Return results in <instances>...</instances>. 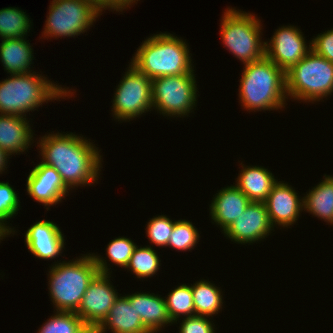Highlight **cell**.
I'll return each instance as SVG.
<instances>
[{
    "mask_svg": "<svg viewBox=\"0 0 333 333\" xmlns=\"http://www.w3.org/2000/svg\"><path fill=\"white\" fill-rule=\"evenodd\" d=\"M161 260L151 246L136 247L126 268L134 273L137 278L154 276L159 270Z\"/></svg>",
    "mask_w": 333,
    "mask_h": 333,
    "instance_id": "27",
    "label": "cell"
},
{
    "mask_svg": "<svg viewBox=\"0 0 333 333\" xmlns=\"http://www.w3.org/2000/svg\"><path fill=\"white\" fill-rule=\"evenodd\" d=\"M150 333L135 310V304L127 296H118L107 317L95 329V333Z\"/></svg>",
    "mask_w": 333,
    "mask_h": 333,
    "instance_id": "18",
    "label": "cell"
},
{
    "mask_svg": "<svg viewBox=\"0 0 333 333\" xmlns=\"http://www.w3.org/2000/svg\"><path fill=\"white\" fill-rule=\"evenodd\" d=\"M69 88H62L35 71L11 74L0 81V115L26 117L45 102L72 96Z\"/></svg>",
    "mask_w": 333,
    "mask_h": 333,
    "instance_id": "4",
    "label": "cell"
},
{
    "mask_svg": "<svg viewBox=\"0 0 333 333\" xmlns=\"http://www.w3.org/2000/svg\"><path fill=\"white\" fill-rule=\"evenodd\" d=\"M250 202L236 185L224 187L215 194L209 206L211 219L224 232L245 211Z\"/></svg>",
    "mask_w": 333,
    "mask_h": 333,
    "instance_id": "17",
    "label": "cell"
},
{
    "mask_svg": "<svg viewBox=\"0 0 333 333\" xmlns=\"http://www.w3.org/2000/svg\"><path fill=\"white\" fill-rule=\"evenodd\" d=\"M64 235L52 221L42 220L34 223L25 233V244L37 258L54 259L64 248Z\"/></svg>",
    "mask_w": 333,
    "mask_h": 333,
    "instance_id": "16",
    "label": "cell"
},
{
    "mask_svg": "<svg viewBox=\"0 0 333 333\" xmlns=\"http://www.w3.org/2000/svg\"><path fill=\"white\" fill-rule=\"evenodd\" d=\"M312 50L311 41L309 47L298 27H279L270 42H265V56L274 62L285 73L295 66Z\"/></svg>",
    "mask_w": 333,
    "mask_h": 333,
    "instance_id": "11",
    "label": "cell"
},
{
    "mask_svg": "<svg viewBox=\"0 0 333 333\" xmlns=\"http://www.w3.org/2000/svg\"><path fill=\"white\" fill-rule=\"evenodd\" d=\"M76 259L57 261L48 272V289L56 311L76 312L94 277L110 272L106 260L98 255L89 253Z\"/></svg>",
    "mask_w": 333,
    "mask_h": 333,
    "instance_id": "2",
    "label": "cell"
},
{
    "mask_svg": "<svg viewBox=\"0 0 333 333\" xmlns=\"http://www.w3.org/2000/svg\"><path fill=\"white\" fill-rule=\"evenodd\" d=\"M137 247L131 239L126 237H118L113 239L107 245L106 252L110 259L115 265H119L126 269L128 262Z\"/></svg>",
    "mask_w": 333,
    "mask_h": 333,
    "instance_id": "32",
    "label": "cell"
},
{
    "mask_svg": "<svg viewBox=\"0 0 333 333\" xmlns=\"http://www.w3.org/2000/svg\"><path fill=\"white\" fill-rule=\"evenodd\" d=\"M50 4L42 34L45 38L78 36L102 15L90 0H53Z\"/></svg>",
    "mask_w": 333,
    "mask_h": 333,
    "instance_id": "9",
    "label": "cell"
},
{
    "mask_svg": "<svg viewBox=\"0 0 333 333\" xmlns=\"http://www.w3.org/2000/svg\"><path fill=\"white\" fill-rule=\"evenodd\" d=\"M152 110V79L129 65L116 88L113 98V116L118 121H130Z\"/></svg>",
    "mask_w": 333,
    "mask_h": 333,
    "instance_id": "10",
    "label": "cell"
},
{
    "mask_svg": "<svg viewBox=\"0 0 333 333\" xmlns=\"http://www.w3.org/2000/svg\"><path fill=\"white\" fill-rule=\"evenodd\" d=\"M84 333H95V330L88 328Z\"/></svg>",
    "mask_w": 333,
    "mask_h": 333,
    "instance_id": "38",
    "label": "cell"
},
{
    "mask_svg": "<svg viewBox=\"0 0 333 333\" xmlns=\"http://www.w3.org/2000/svg\"><path fill=\"white\" fill-rule=\"evenodd\" d=\"M311 47L317 55L333 63V28L312 38Z\"/></svg>",
    "mask_w": 333,
    "mask_h": 333,
    "instance_id": "34",
    "label": "cell"
},
{
    "mask_svg": "<svg viewBox=\"0 0 333 333\" xmlns=\"http://www.w3.org/2000/svg\"><path fill=\"white\" fill-rule=\"evenodd\" d=\"M240 79L242 107L251 111L278 110L287 97L285 72L266 56L245 64Z\"/></svg>",
    "mask_w": 333,
    "mask_h": 333,
    "instance_id": "3",
    "label": "cell"
},
{
    "mask_svg": "<svg viewBox=\"0 0 333 333\" xmlns=\"http://www.w3.org/2000/svg\"><path fill=\"white\" fill-rule=\"evenodd\" d=\"M195 315L212 317L222 309L223 298L219 287L206 280L191 284Z\"/></svg>",
    "mask_w": 333,
    "mask_h": 333,
    "instance_id": "24",
    "label": "cell"
},
{
    "mask_svg": "<svg viewBox=\"0 0 333 333\" xmlns=\"http://www.w3.org/2000/svg\"><path fill=\"white\" fill-rule=\"evenodd\" d=\"M197 89L194 72L155 78L152 80V107L163 116H188L196 106Z\"/></svg>",
    "mask_w": 333,
    "mask_h": 333,
    "instance_id": "8",
    "label": "cell"
},
{
    "mask_svg": "<svg viewBox=\"0 0 333 333\" xmlns=\"http://www.w3.org/2000/svg\"><path fill=\"white\" fill-rule=\"evenodd\" d=\"M324 177L303 197V206L304 211L333 225V176Z\"/></svg>",
    "mask_w": 333,
    "mask_h": 333,
    "instance_id": "23",
    "label": "cell"
},
{
    "mask_svg": "<svg viewBox=\"0 0 333 333\" xmlns=\"http://www.w3.org/2000/svg\"><path fill=\"white\" fill-rule=\"evenodd\" d=\"M221 19L223 45L244 65L265 56V42H261L262 25L255 15L229 7Z\"/></svg>",
    "mask_w": 333,
    "mask_h": 333,
    "instance_id": "7",
    "label": "cell"
},
{
    "mask_svg": "<svg viewBox=\"0 0 333 333\" xmlns=\"http://www.w3.org/2000/svg\"><path fill=\"white\" fill-rule=\"evenodd\" d=\"M285 78L287 96L294 100L316 102L333 93V63L313 50L290 68Z\"/></svg>",
    "mask_w": 333,
    "mask_h": 333,
    "instance_id": "6",
    "label": "cell"
},
{
    "mask_svg": "<svg viewBox=\"0 0 333 333\" xmlns=\"http://www.w3.org/2000/svg\"><path fill=\"white\" fill-rule=\"evenodd\" d=\"M175 221L165 215H159L147 223L146 235L151 243L159 247H167Z\"/></svg>",
    "mask_w": 333,
    "mask_h": 333,
    "instance_id": "31",
    "label": "cell"
},
{
    "mask_svg": "<svg viewBox=\"0 0 333 333\" xmlns=\"http://www.w3.org/2000/svg\"><path fill=\"white\" fill-rule=\"evenodd\" d=\"M32 137L33 132L26 117L0 115V148L8 156L27 150L33 143Z\"/></svg>",
    "mask_w": 333,
    "mask_h": 333,
    "instance_id": "19",
    "label": "cell"
},
{
    "mask_svg": "<svg viewBox=\"0 0 333 333\" xmlns=\"http://www.w3.org/2000/svg\"><path fill=\"white\" fill-rule=\"evenodd\" d=\"M296 191L287 183L277 181L272 187L267 199L264 201L269 220L274 227L277 224L288 227L299 218L300 211L304 210L303 198H299Z\"/></svg>",
    "mask_w": 333,
    "mask_h": 333,
    "instance_id": "15",
    "label": "cell"
},
{
    "mask_svg": "<svg viewBox=\"0 0 333 333\" xmlns=\"http://www.w3.org/2000/svg\"><path fill=\"white\" fill-rule=\"evenodd\" d=\"M200 235L197 228L190 221L178 220L175 221L172 234L168 241V247L176 250L186 251L192 250L198 243Z\"/></svg>",
    "mask_w": 333,
    "mask_h": 333,
    "instance_id": "29",
    "label": "cell"
},
{
    "mask_svg": "<svg viewBox=\"0 0 333 333\" xmlns=\"http://www.w3.org/2000/svg\"><path fill=\"white\" fill-rule=\"evenodd\" d=\"M9 156L0 148V174L7 169V164L9 161Z\"/></svg>",
    "mask_w": 333,
    "mask_h": 333,
    "instance_id": "36",
    "label": "cell"
},
{
    "mask_svg": "<svg viewBox=\"0 0 333 333\" xmlns=\"http://www.w3.org/2000/svg\"><path fill=\"white\" fill-rule=\"evenodd\" d=\"M208 318L200 315L183 318L179 333H215V325Z\"/></svg>",
    "mask_w": 333,
    "mask_h": 333,
    "instance_id": "33",
    "label": "cell"
},
{
    "mask_svg": "<svg viewBox=\"0 0 333 333\" xmlns=\"http://www.w3.org/2000/svg\"><path fill=\"white\" fill-rule=\"evenodd\" d=\"M26 181L28 195L45 205L48 210V207L61 202L70 190L58 171L42 162L32 169Z\"/></svg>",
    "mask_w": 333,
    "mask_h": 333,
    "instance_id": "14",
    "label": "cell"
},
{
    "mask_svg": "<svg viewBox=\"0 0 333 333\" xmlns=\"http://www.w3.org/2000/svg\"><path fill=\"white\" fill-rule=\"evenodd\" d=\"M110 277V273H98L89 283L75 312L91 329L95 330L103 322L118 297L117 290L110 283Z\"/></svg>",
    "mask_w": 333,
    "mask_h": 333,
    "instance_id": "12",
    "label": "cell"
},
{
    "mask_svg": "<svg viewBox=\"0 0 333 333\" xmlns=\"http://www.w3.org/2000/svg\"><path fill=\"white\" fill-rule=\"evenodd\" d=\"M185 42L170 33L154 34L142 42L130 63L152 80L194 72Z\"/></svg>",
    "mask_w": 333,
    "mask_h": 333,
    "instance_id": "5",
    "label": "cell"
},
{
    "mask_svg": "<svg viewBox=\"0 0 333 333\" xmlns=\"http://www.w3.org/2000/svg\"><path fill=\"white\" fill-rule=\"evenodd\" d=\"M18 195L8 182H0V224L14 235L15 231L6 222L18 214L20 201Z\"/></svg>",
    "mask_w": 333,
    "mask_h": 333,
    "instance_id": "30",
    "label": "cell"
},
{
    "mask_svg": "<svg viewBox=\"0 0 333 333\" xmlns=\"http://www.w3.org/2000/svg\"><path fill=\"white\" fill-rule=\"evenodd\" d=\"M1 42L0 60L7 73L25 74L32 71L33 49L28 40L21 37L3 39Z\"/></svg>",
    "mask_w": 333,
    "mask_h": 333,
    "instance_id": "22",
    "label": "cell"
},
{
    "mask_svg": "<svg viewBox=\"0 0 333 333\" xmlns=\"http://www.w3.org/2000/svg\"><path fill=\"white\" fill-rule=\"evenodd\" d=\"M88 328L75 312L56 311L37 333H84Z\"/></svg>",
    "mask_w": 333,
    "mask_h": 333,
    "instance_id": "28",
    "label": "cell"
},
{
    "mask_svg": "<svg viewBox=\"0 0 333 333\" xmlns=\"http://www.w3.org/2000/svg\"><path fill=\"white\" fill-rule=\"evenodd\" d=\"M26 12L16 7L0 9L1 39L26 37L31 28V20Z\"/></svg>",
    "mask_w": 333,
    "mask_h": 333,
    "instance_id": "25",
    "label": "cell"
},
{
    "mask_svg": "<svg viewBox=\"0 0 333 333\" xmlns=\"http://www.w3.org/2000/svg\"><path fill=\"white\" fill-rule=\"evenodd\" d=\"M274 227L269 220L264 202L251 201L244 212L236 219L223 234L235 243H255L271 234Z\"/></svg>",
    "mask_w": 333,
    "mask_h": 333,
    "instance_id": "13",
    "label": "cell"
},
{
    "mask_svg": "<svg viewBox=\"0 0 333 333\" xmlns=\"http://www.w3.org/2000/svg\"><path fill=\"white\" fill-rule=\"evenodd\" d=\"M11 233L0 224V241L7 237L6 235H10Z\"/></svg>",
    "mask_w": 333,
    "mask_h": 333,
    "instance_id": "37",
    "label": "cell"
},
{
    "mask_svg": "<svg viewBox=\"0 0 333 333\" xmlns=\"http://www.w3.org/2000/svg\"><path fill=\"white\" fill-rule=\"evenodd\" d=\"M42 163L54 167L69 188L89 186L99 178L100 150L90 141L73 133H49L39 138Z\"/></svg>",
    "mask_w": 333,
    "mask_h": 333,
    "instance_id": "1",
    "label": "cell"
},
{
    "mask_svg": "<svg viewBox=\"0 0 333 333\" xmlns=\"http://www.w3.org/2000/svg\"><path fill=\"white\" fill-rule=\"evenodd\" d=\"M235 184L250 201L264 202L272 187L277 183L274 175L266 168L242 165Z\"/></svg>",
    "mask_w": 333,
    "mask_h": 333,
    "instance_id": "21",
    "label": "cell"
},
{
    "mask_svg": "<svg viewBox=\"0 0 333 333\" xmlns=\"http://www.w3.org/2000/svg\"><path fill=\"white\" fill-rule=\"evenodd\" d=\"M91 3L100 11L103 12L106 9H113V11H123L138 0H90ZM137 1V2H136ZM103 10V11H102Z\"/></svg>",
    "mask_w": 333,
    "mask_h": 333,
    "instance_id": "35",
    "label": "cell"
},
{
    "mask_svg": "<svg viewBox=\"0 0 333 333\" xmlns=\"http://www.w3.org/2000/svg\"><path fill=\"white\" fill-rule=\"evenodd\" d=\"M165 299L170 319L176 323L180 315L184 317L194 316L193 293L190 285L182 284L169 292Z\"/></svg>",
    "mask_w": 333,
    "mask_h": 333,
    "instance_id": "26",
    "label": "cell"
},
{
    "mask_svg": "<svg viewBox=\"0 0 333 333\" xmlns=\"http://www.w3.org/2000/svg\"><path fill=\"white\" fill-rule=\"evenodd\" d=\"M126 296L135 304L137 314H139L142 323L150 333L162 330V326L172 324L163 297L146 292H137Z\"/></svg>",
    "mask_w": 333,
    "mask_h": 333,
    "instance_id": "20",
    "label": "cell"
}]
</instances>
